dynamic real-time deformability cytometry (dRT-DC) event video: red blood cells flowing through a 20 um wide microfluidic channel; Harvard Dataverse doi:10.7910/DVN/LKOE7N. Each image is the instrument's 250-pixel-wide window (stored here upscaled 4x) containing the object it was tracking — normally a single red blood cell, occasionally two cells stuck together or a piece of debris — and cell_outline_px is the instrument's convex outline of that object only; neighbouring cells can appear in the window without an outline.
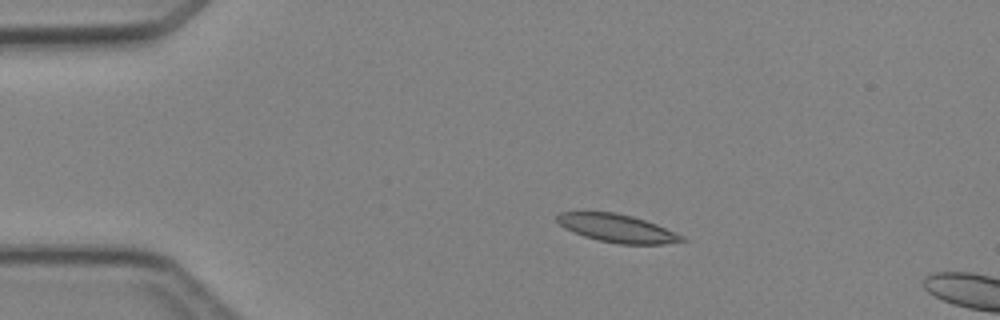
{"species": "Egyptian fruit bat (a non-hibernating species)", "species_latin": "Rousettus aegyptiacus", "temperature_condition": "cold", "stored_images_in_passage": 3, "camera_frame_rate_fps": 3000, "um_per_image_px": 0.085, "animal": {"sex": "female"}, "frame": {"image": 1, "passage_image": 1, "time_ms": 0.0, "image_size_px": [1000, 320], "cell_outline_px": [[688, 240], [664, 244], [620, 244], [600, 240], [584, 236], [564, 228], [556, 220], [556, 216], [560, 212], [616, 212], [632, 216], [656, 224], [684, 236]], "centroid_in_image_um": [52.47, 19.4], "position_along_channel_um": 32.5, "area_um2": 20.23}}